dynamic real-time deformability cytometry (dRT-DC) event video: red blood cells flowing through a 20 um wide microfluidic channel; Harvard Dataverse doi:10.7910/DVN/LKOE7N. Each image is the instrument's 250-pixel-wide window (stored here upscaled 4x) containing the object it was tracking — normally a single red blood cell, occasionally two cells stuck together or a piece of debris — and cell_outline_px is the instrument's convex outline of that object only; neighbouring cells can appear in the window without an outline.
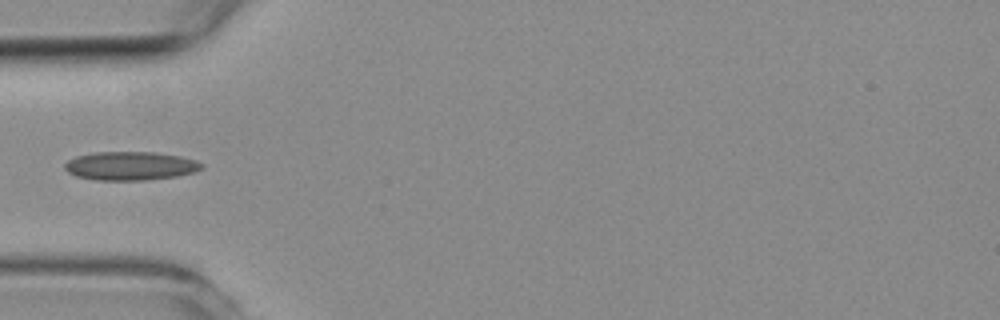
{"species": "common noctule bat (a hibernating species)", "species_latin": "Nyctalus noctula", "temperature_condition": "room temperature", "stored_images_in_passage": 5, "camera_frame_rate_fps": 3000, "um_per_image_px": 0.085, "animal": {"sex": "female", "body_mass_g": 19.3, "forearm_length_mm": 54.1}, "frame": {"image": 1, "passage_image": 5, "time_ms": 4.667, "image_size_px": [1000, 320], "cell_outline_px": [[204, 168], [196, 172], [176, 176], [144, 180], [96, 180], [76, 176], [68, 172], [64, 168], [64, 164], [68, 160], [76, 156], [96, 152], [152, 152], [180, 156], [196, 160], [204, 164]], "centroid_in_image_um": [11.1, 14.1], "position_along_channel_um": 73.9, "area_um2": 22.89}}